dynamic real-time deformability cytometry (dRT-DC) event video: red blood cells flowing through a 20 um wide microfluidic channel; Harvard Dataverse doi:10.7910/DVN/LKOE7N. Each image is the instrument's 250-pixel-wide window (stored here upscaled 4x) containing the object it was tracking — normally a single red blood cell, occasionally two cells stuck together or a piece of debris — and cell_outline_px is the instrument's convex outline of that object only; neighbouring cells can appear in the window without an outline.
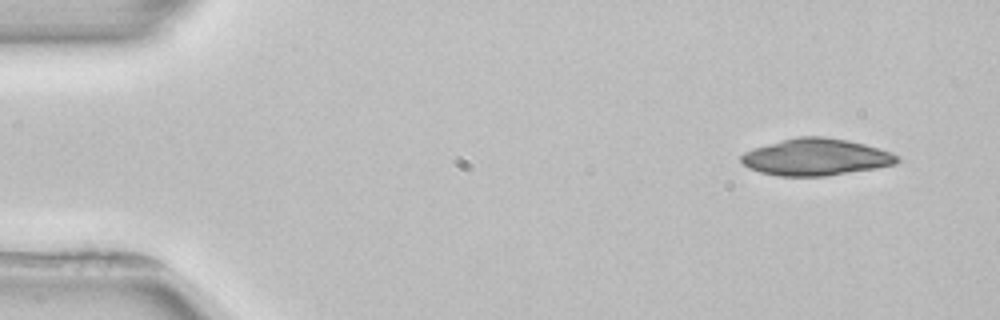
{"species": "common noctule bat (a hibernating species)", "species_latin": "Nyctalus noctula", "temperature_condition": "room temperature", "stored_images_in_passage": 4, "camera_frame_rate_fps": 3000, "um_per_image_px": 0.085, "animal": {"sex": "female", "body_mass_g": 22.7, "forearm_length_mm": 54.2}, "frame": {"image": 1, "passage_image": 1, "time_ms": 0.0, "image_size_px": [1000, 320], "cell_outline_px": [[900, 160], [896, 164], [876, 168], [824, 176], [780, 176], [760, 172], [748, 168], [740, 160], [740, 156], [744, 152], [752, 148], [796, 136], [824, 136], [848, 140], [864, 144], [892, 152], [900, 156]], "centroid_in_image_um": [69.35, 13.34], "position_along_channel_um": 15.6, "area_um2": 33.64}}